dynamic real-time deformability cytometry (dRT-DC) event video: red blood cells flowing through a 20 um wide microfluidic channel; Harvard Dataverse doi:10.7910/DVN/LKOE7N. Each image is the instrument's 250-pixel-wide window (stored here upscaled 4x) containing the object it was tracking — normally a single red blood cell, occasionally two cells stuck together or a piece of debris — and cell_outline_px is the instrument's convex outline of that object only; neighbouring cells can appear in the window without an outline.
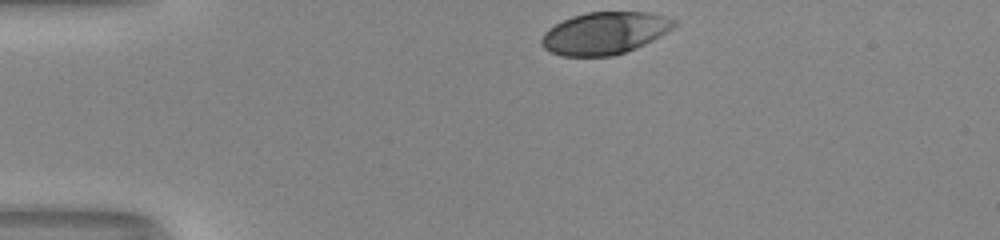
{"species": "human", "species_latin": "Homo sapiens", "temperature_condition": "room temperature", "stored_images_in_passage": 32, "camera_frame_rate_fps": 3000, "um_per_image_px": 0.085, "donor": {"sex": "male"}, "frame": {"image": 1, "passage_image": 1, "time_ms": 0.0, "image_size_px": [1000, 240], "cell_outline_px": [[676, 24], [668, 32], [636, 48], [612, 56], [560, 56], [548, 52], [540, 44], [540, 40], [544, 32], [548, 28], [572, 16], [588, 12], [648, 12], [668, 16], [676, 20]], "centroid_in_image_um": [51.38, 2.82], "position_along_channel_um": 33.6, "area_um2": 32.77}}
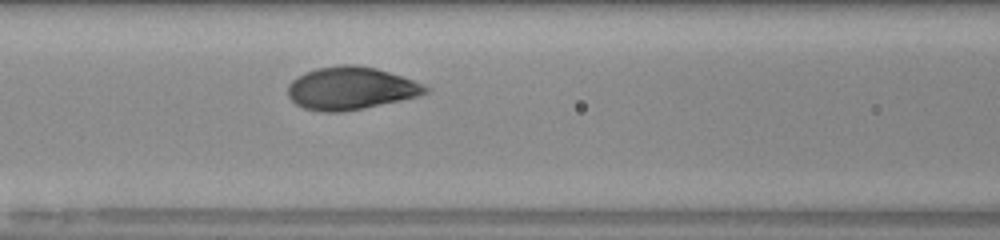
{"frame": {"image": 2, "passage_image": 13, "time_ms": 4.0, "image_size_px": [1000, 240], "cell_outline_px": [[428, 92], [416, 96], [400, 100], [364, 108], [344, 112], [320, 112], [304, 108], [296, 104], [288, 96], [288, 84], [296, 76], [304, 72], [316, 68], [340, 64], [356, 64], [376, 68], [424, 84], [428, 88]], "centroid_in_image_um": [29.76, 7.5], "position_along_channel_um": 136.8, "area_um2": 34.28}}
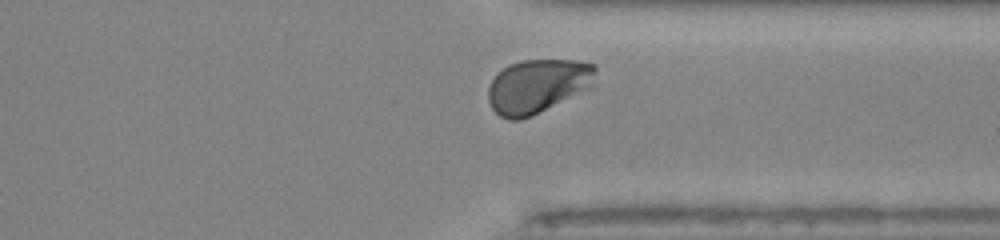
{"frame": {"image": 3, "passage_image": 30, "time_ms": 9.667, "image_size_px": [1000, 240], "cell_outline_px": [[596, 88], [532, 116], [520, 120], [508, 120], [500, 116], [492, 108], [488, 100], [488, 88], [496, 72], [508, 64], [520, 60], [576, 60], [596, 64]], "centroid_in_image_um": [45.78, 7.32], "position_along_channel_um": 365.6, "area_um2": 34.97}, "authors_computed_cell_mechanics": {"area_um2": 33.8419, "velocity_mm_per_s": 4.0337, "shape_relaxation_time_tau1_ms": 2.3902, "shape_relaxation_time_tau2_ms": null, "deformation_change_tau1": 0.1493, "deformation_change_tau2": null}}